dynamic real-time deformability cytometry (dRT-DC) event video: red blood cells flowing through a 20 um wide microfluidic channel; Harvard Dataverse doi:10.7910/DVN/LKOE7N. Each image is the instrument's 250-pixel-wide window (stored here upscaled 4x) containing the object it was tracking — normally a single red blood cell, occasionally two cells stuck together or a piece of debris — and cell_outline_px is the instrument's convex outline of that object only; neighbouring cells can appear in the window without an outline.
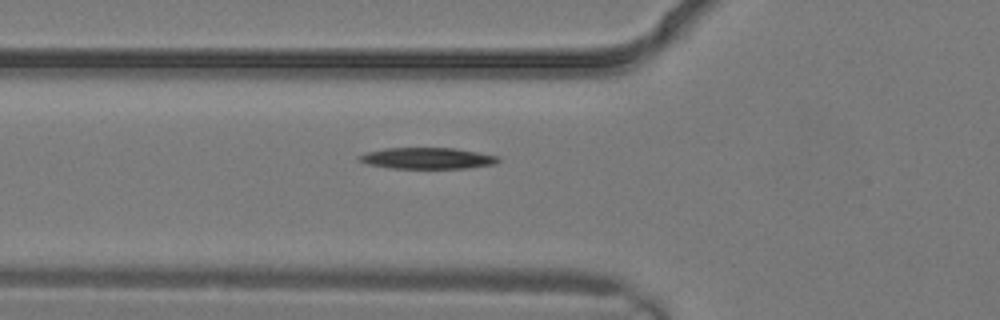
{"species": "common noctule bat (a hibernating species)", "species_latin": "Nyctalus noctula", "temperature_condition": "warm", "stored_images_in_passage": 4, "camera_frame_rate_fps": 3000, "um_per_image_px": 0.085, "animal": {"sex": "male", "body_mass_g": 19.2, "forearm_length_mm": 51.8}, "frame": {"image": 1, "passage_image": 4, "time_ms": 1.0, "image_size_px": [1000, 320], "cell_outline_px": [[500, 160], [496, 164], [468, 168], [392, 168], [368, 164], [360, 160], [360, 156], [368, 152], [384, 148], [456, 148], [480, 152], [500, 156]], "centroid_in_image_um": [36.43, 13.45], "position_along_channel_um": 89.4, "area_um2": 17.17}}